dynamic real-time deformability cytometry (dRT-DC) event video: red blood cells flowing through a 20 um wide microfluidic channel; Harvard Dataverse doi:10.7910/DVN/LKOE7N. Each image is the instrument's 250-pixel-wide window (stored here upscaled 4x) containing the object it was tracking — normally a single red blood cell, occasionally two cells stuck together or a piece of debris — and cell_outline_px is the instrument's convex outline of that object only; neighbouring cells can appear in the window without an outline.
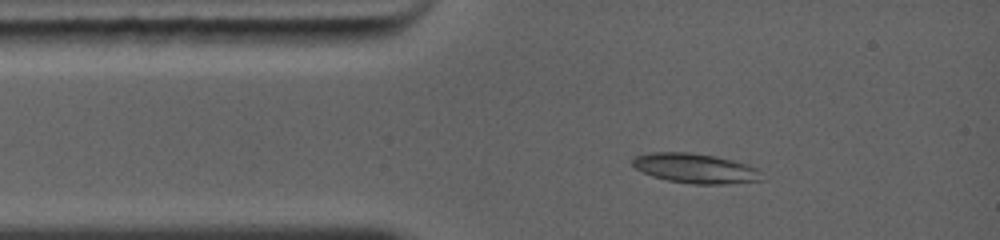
{"species": "common noctule bat (a hibernating species)", "species_latin": "Nyctalus noctula", "temperature_condition": "warm", "stored_images_in_passage": 8, "camera_frame_rate_fps": 5000, "um_per_image_px": 0.085, "animal": {"sex": "female", "body_mass_g": 19.0, "forearm_length_mm": 56.7}, "frame": {"image": 1, "passage_image": 3, "time_ms": 1.6, "image_size_px": [1000, 240], "cell_outline_px": [[764, 180], [724, 184], [692, 184], [668, 180], [652, 176], [636, 168], [632, 164], [632, 156], [648, 152], [688, 152], [716, 156], [748, 164], [760, 168]], "centroid_in_image_um": [59.13, 14.3], "position_along_channel_um": 25.9, "area_um2": 22.66}}
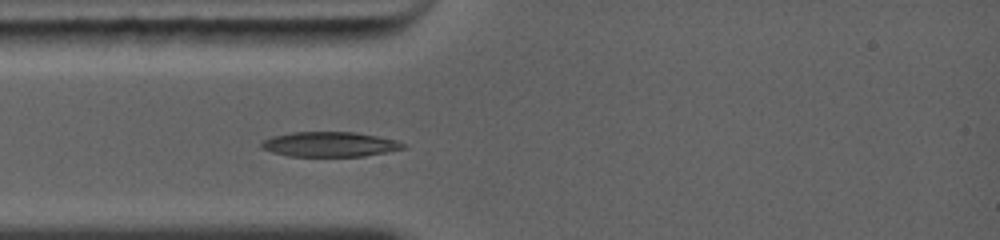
{"frame": {"image": 2, "passage_image": 5, "time_ms": 2.8, "image_size_px": [1000, 240], "cell_outline_px": [[408, 148], [388, 152], [364, 156], [288, 156], [272, 152], [260, 148], [260, 144], [264, 140], [272, 136], [292, 132], [356, 132], [396, 140], [404, 144]], "centroid_in_image_um": [28.03, 12.27], "position_along_channel_um": 57.0, "area_um2": 20.63}}
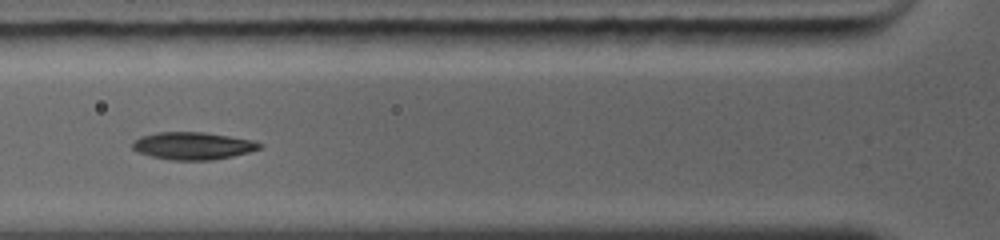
{"frame": {"image": 3, "passage_image": 7, "time_ms": 4.0, "image_size_px": [1000, 240], "cell_outline_px": [[264, 144], [260, 148], [248, 152], [232, 156], [212, 160], [172, 160], [152, 156], [140, 152], [132, 148], [132, 140], [140, 136], [156, 132], [204, 132], [256, 140]], "centroid_in_image_um": [16.41, 12.38], "position_along_channel_um": 109.4, "area_um2": 20.4}}